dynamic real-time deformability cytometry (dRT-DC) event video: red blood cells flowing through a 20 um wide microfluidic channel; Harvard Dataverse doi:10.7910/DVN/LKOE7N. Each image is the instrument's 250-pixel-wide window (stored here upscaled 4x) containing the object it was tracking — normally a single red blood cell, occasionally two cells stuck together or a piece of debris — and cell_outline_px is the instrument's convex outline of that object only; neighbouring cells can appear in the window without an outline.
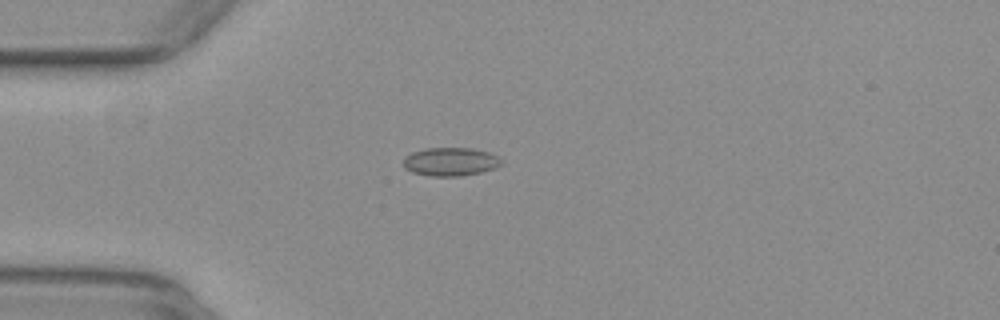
{"species": "common noctule bat (a hibernating species)", "species_latin": "Nyctalus noctula", "temperature_condition": "warm", "stored_images_in_passage": 40, "camera_frame_rate_fps": 3000, "um_per_image_px": 0.085, "animal": {"sex": "female", "body_mass_g": 29.2, "forearm_length_mm": 56.3}, "frame": {"image": 1, "passage_image": 1, "time_ms": 0.0, "image_size_px": [1000, 320], "cell_outline_px": [[504, 160], [496, 168], [480, 172], [460, 176], [432, 176], [412, 172], [404, 168], [404, 156], [412, 152], [428, 148], [472, 148], [488, 152]], "centroid_in_image_um": [38.29, 13.74], "position_along_channel_um": 46.7, "area_um2": 16.18}}
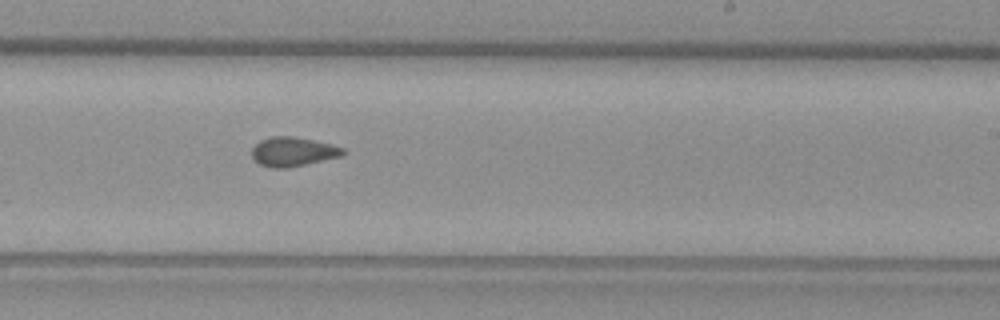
{"frame": {"image": 2, "passage_image": 19, "time_ms": 6.0, "image_size_px": [1000, 320], "cell_outline_px": [[344, 152], [340, 156], [288, 168], [272, 168], [260, 164], [252, 156], [252, 148], [260, 140], [272, 136], [296, 136], [332, 144], [344, 148]], "centroid_in_image_um": [24.89, 12.88], "position_along_channel_um": 264.1, "area_um2": 15.43}}
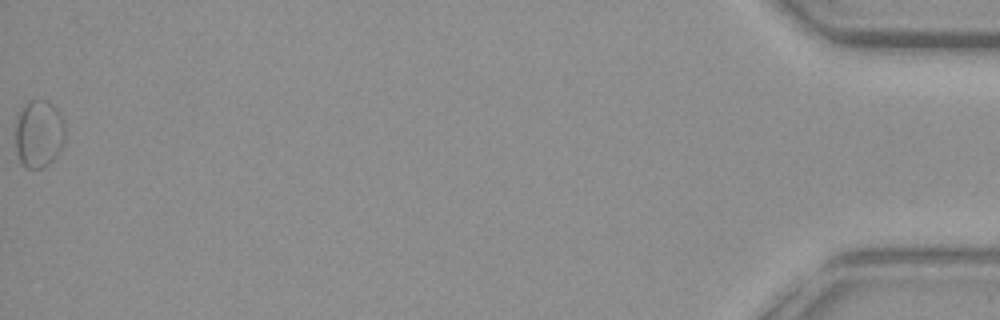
{"frame": {"image": 3, "passage_image": 40, "time_ms": 13.0, "image_size_px": [1000, 320], "cell_outline_px": [[64, 140], [60, 148], [52, 160], [48, 164], [40, 168], [24, 168], [16, 152], [16, 112], [28, 100], [48, 100], [60, 112], [64, 120]], "centroid_in_image_um": [3.27, 11.32], "position_along_channel_um": 431.9, "area_um2": 19.83}, "authors_computed_cell_mechanics": {"area_um2": 15.5482, "velocity_mm_per_s": 3.9075, "shape_relaxation_time_tau1_ms": null, "shape_relaxation_time_tau2_ms": 1.9256, "deformation_change_tau1": null, "deformation_change_tau2": 0.0741}}